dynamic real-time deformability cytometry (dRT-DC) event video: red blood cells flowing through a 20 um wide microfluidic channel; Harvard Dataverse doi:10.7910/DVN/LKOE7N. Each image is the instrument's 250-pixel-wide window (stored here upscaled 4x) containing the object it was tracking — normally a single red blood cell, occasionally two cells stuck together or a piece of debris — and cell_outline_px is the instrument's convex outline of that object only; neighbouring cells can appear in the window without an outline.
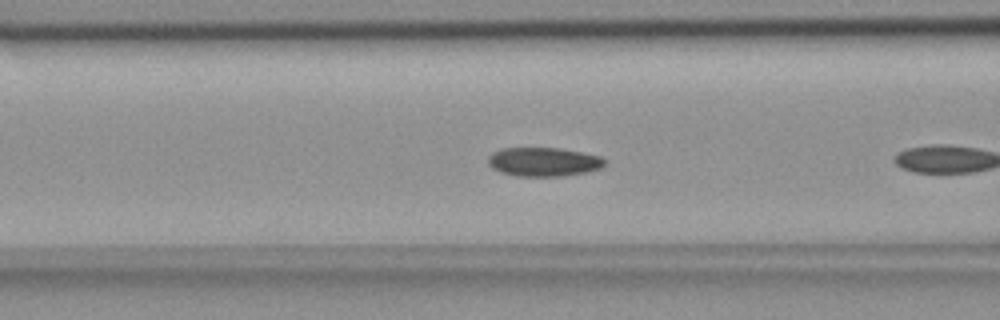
{"species": "common noctule bat (a hibernating species)", "species_latin": "Nyctalus noctula", "temperature_condition": "room temperature", "stored_images_in_passage": 5, "camera_frame_rate_fps": 3000, "um_per_image_px": 0.085, "animal": {"sex": "female", "body_mass_g": 18.4}, "frame": {"image": 1, "passage_image": 4, "time_ms": 1.0, "image_size_px": [1000, 320], "cell_outline_px": [[608, 160], [600, 168], [588, 172], [564, 176], [516, 176], [500, 172], [492, 168], [488, 164], [488, 156], [492, 152], [500, 148], [560, 148], [584, 152], [600, 156]], "centroid_in_image_um": [46.21, 13.75], "position_along_channel_um": 120.4, "area_um2": 19.94}}